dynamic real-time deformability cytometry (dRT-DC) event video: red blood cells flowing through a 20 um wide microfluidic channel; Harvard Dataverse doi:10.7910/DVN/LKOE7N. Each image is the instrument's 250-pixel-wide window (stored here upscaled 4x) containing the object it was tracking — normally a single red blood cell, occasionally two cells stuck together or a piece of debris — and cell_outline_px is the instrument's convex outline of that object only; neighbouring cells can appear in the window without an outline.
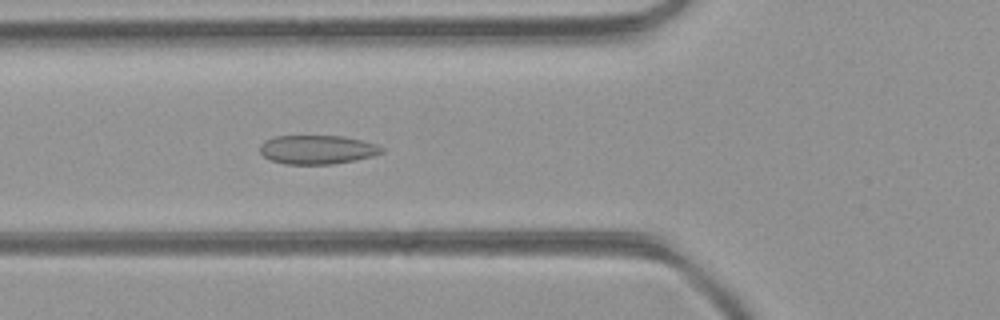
{"species": "common noctule bat (a hibernating species)", "species_latin": "Nyctalus noctula", "temperature_condition": "room temperature", "stored_images_in_passage": 36, "camera_frame_rate_fps": 3000, "um_per_image_px": 0.085, "animal": {"sex": "female", "body_mass_g": 21.9}, "frame": {"image": 1, "passage_image": 13, "time_ms": 4.0, "image_size_px": [1000, 320], "cell_outline_px": [[384, 152], [372, 156], [356, 160], [332, 164], [284, 164], [272, 160], [264, 156], [260, 152], [260, 144], [264, 140], [276, 136], [344, 136], [376, 144], [384, 148]], "centroid_in_image_um": [26.97, 12.71], "position_along_channel_um": 98.8, "area_um2": 20.52}}
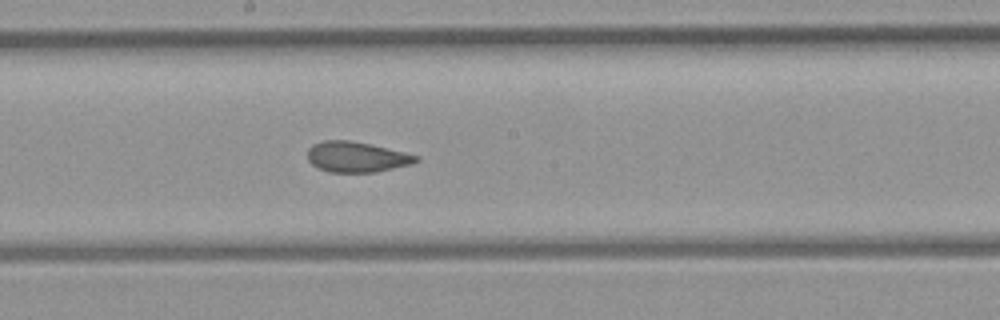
{"frame": {"image": 2, "passage_image": 21, "time_ms": 6.667, "image_size_px": [1000, 320], "cell_outline_px": [[420, 160], [412, 164], [376, 172], [328, 172], [312, 164], [308, 160], [308, 148], [312, 144], [324, 140], [348, 140], [368, 144], [404, 152], [420, 156]], "centroid_in_image_um": [30.31, 13.34], "position_along_channel_um": 217.9, "area_um2": 19.19}}
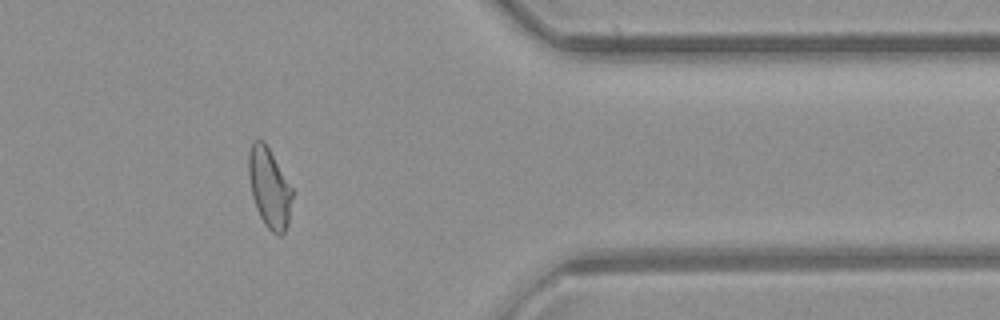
{"frame": {"image": 3, "passage_image": 34, "time_ms": 11.0, "image_size_px": [1000, 320], "cell_outline_px": [[292, 196], [288, 224], [284, 232], [280, 236], [276, 236], [264, 224], [256, 208], [252, 196], [248, 176], [248, 156], [252, 144], [256, 140], [264, 140], [292, 188]], "centroid_in_image_um": [22.88, 15.99], "position_along_channel_um": 388.5, "area_um2": 20.17}, "authors_computed_cell_mechanics": {"area_um2": 20.2878, "velocity_mm_per_s": 4.4364, "shape_relaxation_time_tau1_ms": null, "shape_relaxation_time_tau2_ms": 1.3082, "deformation_change_tau1": null, "deformation_change_tau2": 0.0622}}